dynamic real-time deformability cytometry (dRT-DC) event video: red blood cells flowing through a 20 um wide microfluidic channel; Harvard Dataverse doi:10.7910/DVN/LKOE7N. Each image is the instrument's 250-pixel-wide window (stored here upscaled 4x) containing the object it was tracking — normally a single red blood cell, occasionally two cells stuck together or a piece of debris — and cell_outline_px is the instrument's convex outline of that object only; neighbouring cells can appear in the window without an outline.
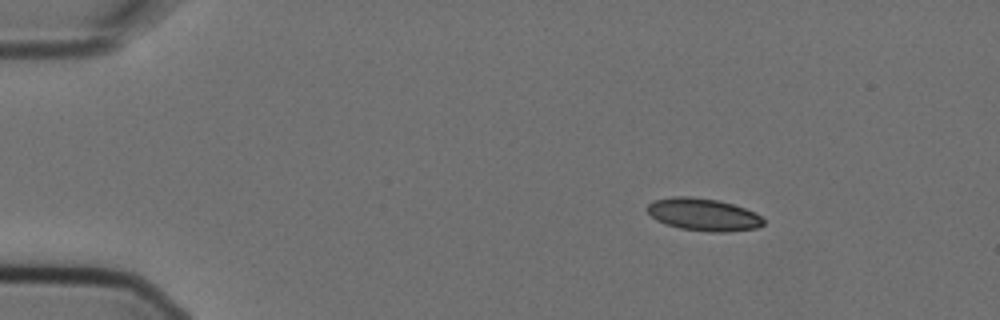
{"species": "Egyptian fruit bat (a non-hibernating species)", "species_latin": "Rousettus aegyptiacus", "temperature_condition": "cold", "stored_images_in_passage": 6, "camera_frame_rate_fps": 3000, "um_per_image_px": 0.085, "animal": {"sex": "female"}, "frame": {"image": 1, "passage_image": 1, "time_ms": 0.0, "image_size_px": [1000, 320], "cell_outline_px": [[764, 224], [756, 228], [728, 232], [708, 232], [680, 228], [664, 224], [656, 220], [644, 208], [648, 204], [656, 200], [672, 196], [692, 196], [716, 200], [732, 204], [744, 208], [760, 216], [764, 220]], "centroid_in_image_um": [59.74, 18.24], "position_along_channel_um": 25.3, "area_um2": 21.96}}
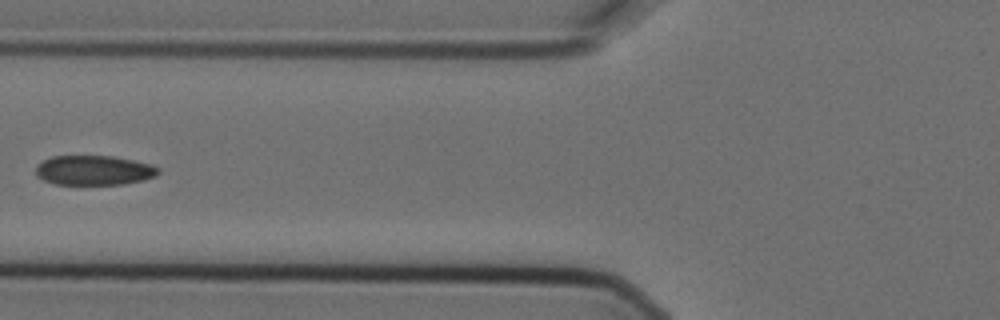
{"frame": {"image": 2, "passage_image": 5, "time_ms": 1.333, "image_size_px": [1000, 320], "cell_outline_px": [[160, 172], [156, 176], [144, 180], [124, 184], [56, 184], [44, 180], [36, 176], [36, 164], [52, 156], [112, 156], [152, 164], [160, 168]], "centroid_in_image_um": [8.0, 14.47], "position_along_channel_um": 117.8, "area_um2": 21.27}}
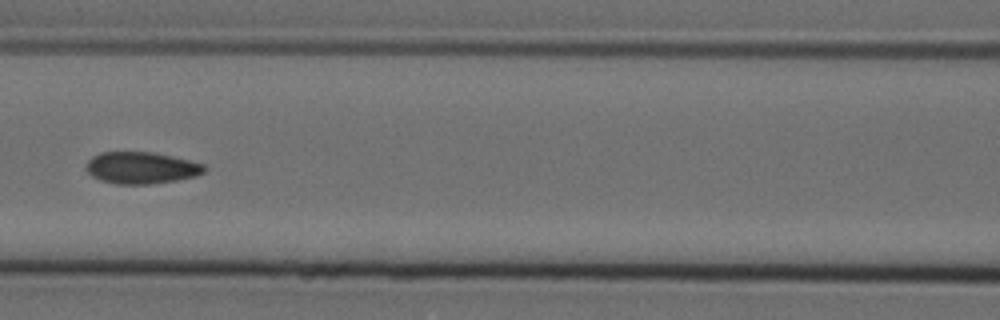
{"frame": {"image": 3, "passage_image": 6, "time_ms": 1.667, "image_size_px": [1000, 320], "cell_outline_px": [[208, 168], [204, 172], [196, 176], [176, 180], [148, 184], [116, 184], [100, 180], [92, 176], [84, 168], [84, 164], [92, 156], [100, 152], [152, 152], [172, 156], [204, 164]], "centroid_in_image_um": [11.98, 14.26], "position_along_channel_um": 154.6, "area_um2": 22.02}}